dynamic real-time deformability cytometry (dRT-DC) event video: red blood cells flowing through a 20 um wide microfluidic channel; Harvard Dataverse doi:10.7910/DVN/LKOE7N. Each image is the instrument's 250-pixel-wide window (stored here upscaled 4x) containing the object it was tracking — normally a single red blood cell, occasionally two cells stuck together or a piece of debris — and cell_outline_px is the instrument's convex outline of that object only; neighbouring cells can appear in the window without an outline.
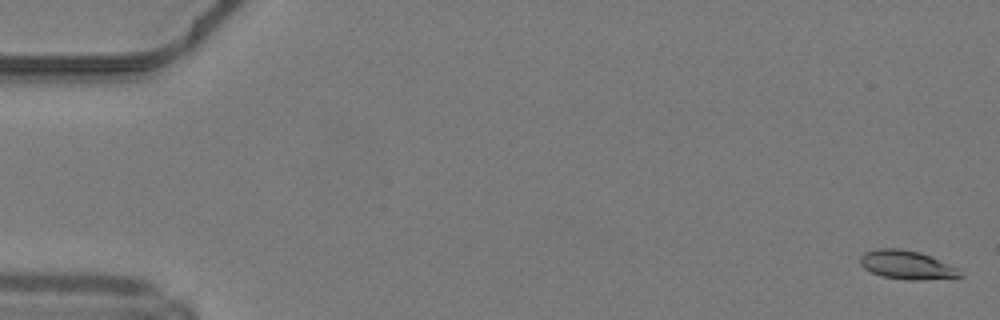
{"species": "common noctule bat (a hibernating species)", "species_latin": "Nyctalus noctula", "temperature_condition": "warm", "stored_images_in_passage": 49, "camera_frame_rate_fps": 3000, "um_per_image_px": 0.085, "animal": {"sex": "male", "body_mass_g": 19.2, "forearm_length_mm": 51.8}, "frame": {"image": 1, "passage_image": 1, "time_ms": 0.0, "image_size_px": [1000, 320], "cell_outline_px": [[964, 276], [920, 280], [908, 280], [884, 276], [872, 272], [864, 268], [860, 264], [860, 256], [864, 252], [876, 248], [900, 248], [920, 252], [956, 268]], "centroid_in_image_um": [77.02, 22.5], "position_along_channel_um": 8.0, "area_um2": 16.42}}
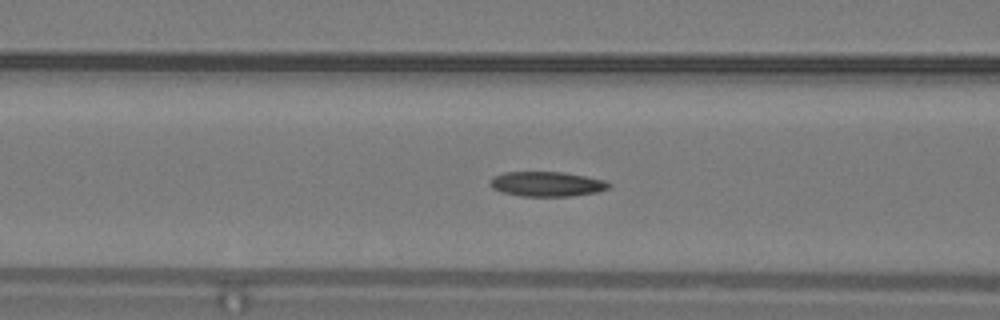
{"frame": {"image": 2, "passage_image": 20, "time_ms": 6.333, "image_size_px": [1000, 320], "cell_outline_px": [[612, 184], [608, 188], [596, 192], [568, 196], [520, 196], [500, 192], [492, 188], [492, 176], [504, 172], [564, 172], [604, 180]], "centroid_in_image_um": [46.46, 15.64], "position_along_channel_um": 120.1, "area_um2": 17.05}}
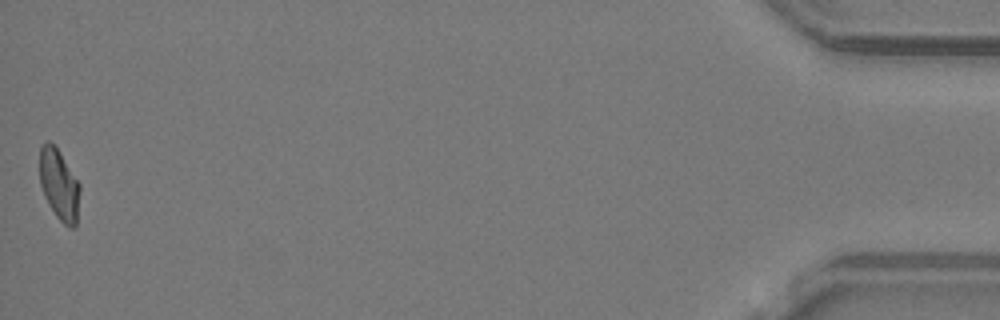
{"frame": {"image": 3, "passage_image": 49, "time_ms": 16.0, "image_size_px": [1000, 320], "cell_outline_px": [[80, 192], [76, 228], [68, 228], [56, 216], [44, 196], [40, 184], [40, 148], [48, 140], [56, 148], [80, 184]], "centroid_in_image_um": [5.04, 15.76], "position_along_channel_um": 430.2, "area_um2": 16.42}, "authors_computed_cell_mechanics": {"area_um2": 16.8198, "velocity_mm_per_s": 4.2184, "shape_relaxation_time_tau1_ms": 6.8967, "shape_relaxation_time_tau2_ms": 3.3375, "deformation_change_tau1": 0.174, "deformation_change_tau2": 0.0939}}